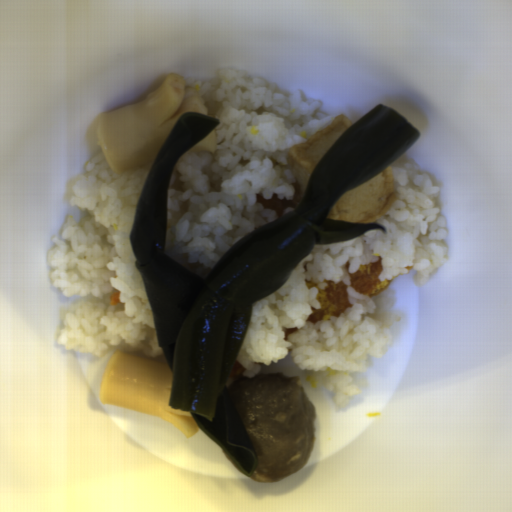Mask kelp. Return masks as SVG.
I'll list each match as a JSON object with an SVG mask.
<instances>
[{
  "mask_svg": "<svg viewBox=\"0 0 512 512\" xmlns=\"http://www.w3.org/2000/svg\"><path fill=\"white\" fill-rule=\"evenodd\" d=\"M219 123L194 110L175 121L143 182L129 238L158 345L172 373L169 407L188 412L250 477L259 458L226 382L253 303L276 292L315 245L387 232L376 222L334 220L329 214L343 194L390 166L422 133L378 104L331 144L294 210L240 238L202 278L166 254L168 189L179 160Z\"/></svg>",
  "mask_w": 512,
  "mask_h": 512,
  "instance_id": "99668d17",
  "label": "kelp"
}]
</instances>
